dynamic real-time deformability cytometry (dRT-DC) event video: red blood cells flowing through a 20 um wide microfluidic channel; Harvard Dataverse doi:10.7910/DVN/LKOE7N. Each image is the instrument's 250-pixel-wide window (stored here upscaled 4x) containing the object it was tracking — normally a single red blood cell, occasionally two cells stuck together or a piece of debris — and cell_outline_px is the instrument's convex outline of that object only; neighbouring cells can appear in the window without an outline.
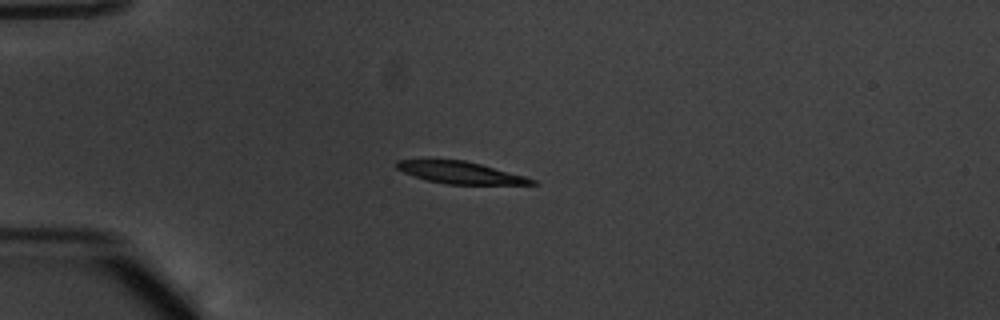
{"species": "common noctule bat (a hibernating species)", "species_latin": "Nyctalus noctula", "temperature_condition": "warm", "stored_images_in_passage": 40, "camera_frame_rate_fps": 3000, "um_per_image_px": 0.085, "animal": {"sex": "male", "body_mass_g": 20.1, "forearm_length_mm": 53.5}, "frame": {"image": 1, "passage_image": 1, "time_ms": 0.0, "image_size_px": [1000, 320], "cell_outline_px": [[540, 184], [448, 184], [428, 180], [404, 172], [396, 168], [396, 160], [424, 156], [428, 156], [464, 160], [480, 164], [524, 176], [536, 180]], "centroid_in_image_um": [38.99, 14.6], "position_along_channel_um": 46.0, "area_um2": 17.92}}
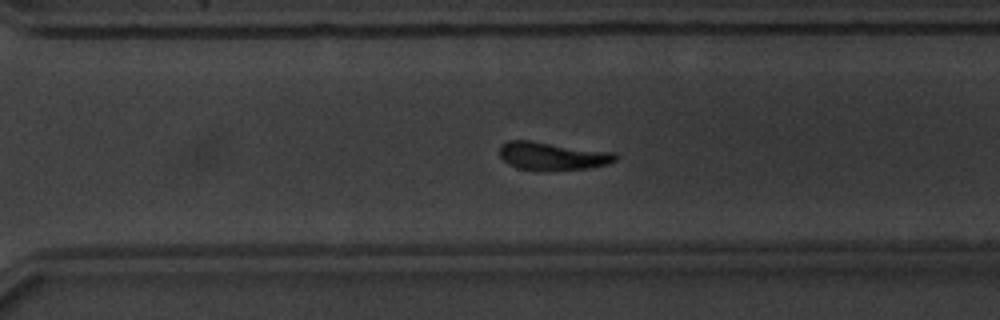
{"frame": {"image": 2, "passage_image": 25, "time_ms": 8.0, "image_size_px": [1000, 320], "cell_outline_px": [[616, 160], [608, 164], [588, 168], [548, 172], [540, 172], [516, 168], [508, 164], [500, 156], [500, 148], [508, 140], [528, 140], [616, 152]], "centroid_in_image_um": [46.96, 13.29], "position_along_channel_um": 323.6, "area_um2": 19.36}}
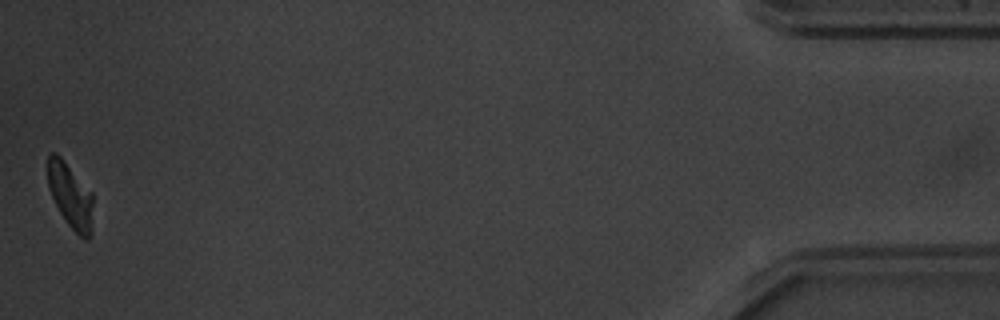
{"frame": {"image": 3, "passage_image": 40, "time_ms": 13.0, "image_size_px": [1000, 320], "cell_outline_px": [[92, 232], [88, 240], [84, 240], [68, 224], [60, 212], [48, 188], [48, 152], [56, 152], [60, 156], [92, 192]], "centroid_in_image_um": [5.99, 16.63], "position_along_channel_um": 429.2, "area_um2": 17.05}, "authors_computed_cell_mechanics": {"area_um2": 19.0451, "velocity_mm_per_s": 3.8017, "shape_relaxation_time_tau1_ms": 3.0922, "shape_relaxation_time_tau2_ms": 5.8402, "deformation_change_tau1": 0.1528, "deformation_change_tau2": 0.1344}}